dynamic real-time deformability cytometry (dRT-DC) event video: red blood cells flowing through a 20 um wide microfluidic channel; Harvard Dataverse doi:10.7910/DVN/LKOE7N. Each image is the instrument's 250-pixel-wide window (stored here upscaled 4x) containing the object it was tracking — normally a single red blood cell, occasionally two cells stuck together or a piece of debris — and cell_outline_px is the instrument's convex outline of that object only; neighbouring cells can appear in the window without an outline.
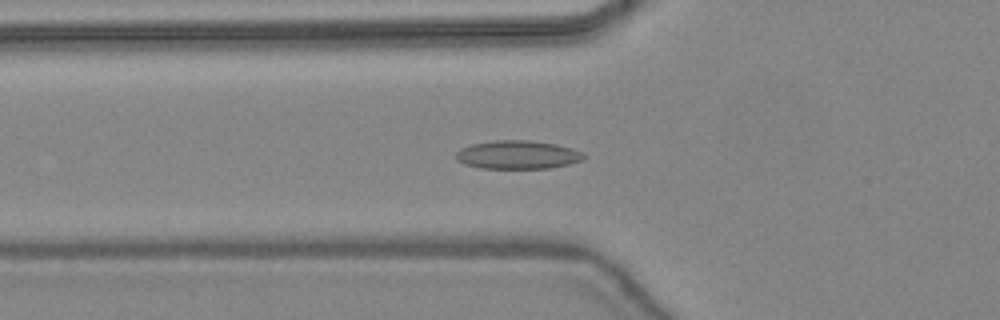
{"species": "common noctule bat (a hibernating species)", "species_latin": "Nyctalus noctula", "temperature_condition": "warm", "stored_images_in_passage": 31, "camera_frame_rate_fps": 3000, "um_per_image_px": 0.085, "animal": {"sex": "female", "body_mass_g": 24.6, "forearm_length_mm": 56.2}, "frame": {"image": 1, "passage_image": 2, "time_ms": 0.333, "image_size_px": [1000, 320], "cell_outline_px": [[584, 160], [568, 164], [548, 168], [480, 168], [464, 164], [456, 160], [456, 152], [460, 148], [472, 144], [496, 140], [532, 140], [556, 144], [572, 148], [584, 152]], "centroid_in_image_um": [44.0, 13.15], "position_along_channel_um": 81.8, "area_um2": 21.27}}
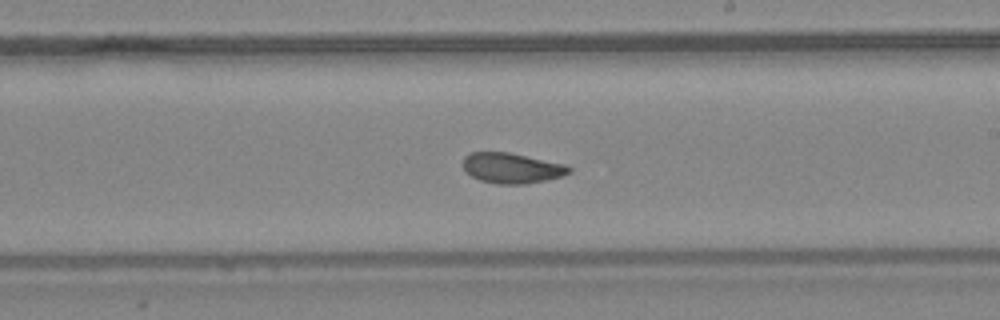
{"frame": {"image": 2, "passage_image": 13, "time_ms": 4.0, "image_size_px": [1000, 320], "cell_outline_px": [[572, 172], [564, 176], [548, 180], [524, 184], [496, 184], [480, 180], [472, 176], [464, 168], [464, 156], [472, 152], [508, 152], [568, 164], [572, 168]], "centroid_in_image_um": [43.58, 14.29], "position_along_channel_um": 245.4, "area_um2": 18.96}}
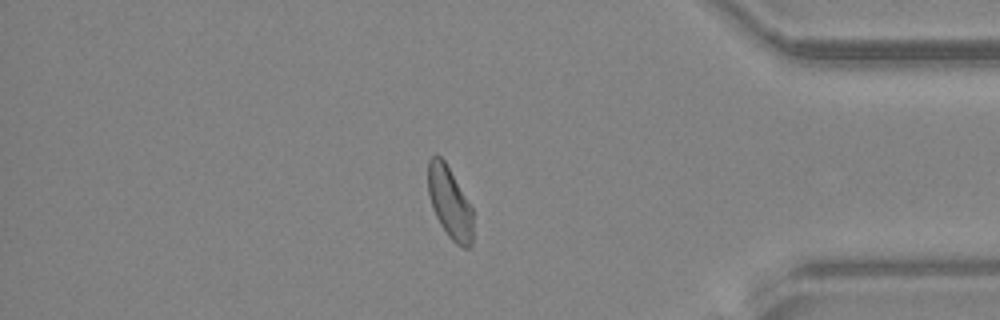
{"frame": {"image": 3, "passage_image": 25, "time_ms": 8.0, "image_size_px": [1000, 320], "cell_outline_px": [[472, 244], [468, 248], [464, 248], [456, 244], [448, 236], [440, 224], [432, 208], [428, 192], [428, 160], [436, 152], [444, 160], [472, 208]], "centroid_in_image_um": [38.21, 17.22], "position_along_channel_um": 397.0, "area_um2": 18.67}, "authors_computed_cell_mechanics": {"area_um2": 19.3052, "velocity_mm_per_s": 4.4455, "shape_relaxation_time_tau1_ms": 6.3516, "shape_relaxation_time_tau2_ms": 1.6125, "deformation_change_tau1": 0.1414, "deformation_change_tau2": 0.0591}}